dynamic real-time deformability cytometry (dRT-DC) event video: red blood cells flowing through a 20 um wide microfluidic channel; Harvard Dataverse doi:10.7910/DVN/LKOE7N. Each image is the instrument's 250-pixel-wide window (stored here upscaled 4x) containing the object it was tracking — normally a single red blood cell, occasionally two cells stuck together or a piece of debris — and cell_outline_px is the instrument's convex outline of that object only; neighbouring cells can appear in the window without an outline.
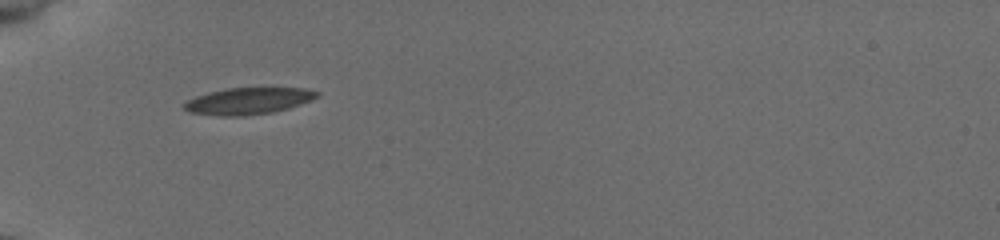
{"species": "common noctule bat (a hibernating species)", "species_latin": "Nyctalus noctula", "temperature_condition": "cold", "stored_images_in_passage": 4, "camera_frame_rate_fps": 3000, "um_per_image_px": 0.085, "animal": {"sex": "female", "body_mass_g": 19.5, "forearm_length_mm": 54.1}, "frame": {"image": 1, "passage_image": 1, "time_ms": 0.0, "image_size_px": [1000, 240], "cell_outline_px": [[320, 92], [316, 96], [308, 100], [288, 108], [272, 112], [244, 116], [220, 116], [192, 112], [184, 108], [184, 104], [188, 100], [196, 96], [228, 88], [304, 88]], "centroid_in_image_um": [21.09, 8.58], "position_along_channel_um": 63.9, "area_um2": 20.11}}
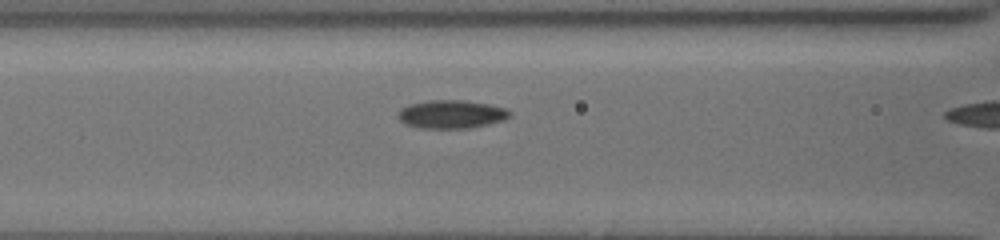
{"frame": {"image": 2, "passage_image": 3, "time_ms": 0.667, "image_size_px": [1000, 240], "cell_outline_px": [[512, 112], [508, 116], [500, 120], [468, 128], [420, 128], [408, 124], [400, 120], [396, 116], [408, 104], [428, 100], [460, 100], [488, 104], [504, 108]], "centroid_in_image_um": [38.32, 9.7], "position_along_channel_um": 128.3, "area_um2": 17.92}}